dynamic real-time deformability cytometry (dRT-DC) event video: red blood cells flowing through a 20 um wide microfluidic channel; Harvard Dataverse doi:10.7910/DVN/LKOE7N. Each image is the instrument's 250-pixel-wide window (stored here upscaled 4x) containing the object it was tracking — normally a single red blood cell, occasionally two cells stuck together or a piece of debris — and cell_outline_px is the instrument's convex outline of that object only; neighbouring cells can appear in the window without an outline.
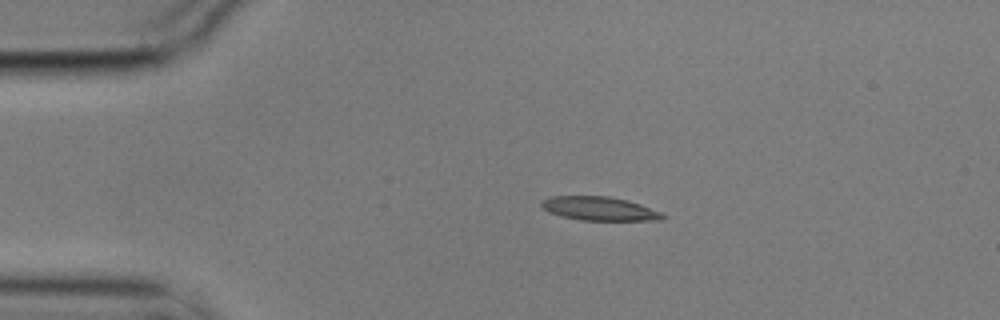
{"species": "common noctule bat (a hibernating species)", "species_latin": "Nyctalus noctula", "temperature_condition": "cold", "stored_images_in_passage": 4, "camera_frame_rate_fps": 3000, "um_per_image_px": 0.085, "animal": {"sex": "male", "body_mass_g": 17.9}, "frame": {"image": 1, "passage_image": 1, "time_ms": 0.0, "image_size_px": [1000, 320], "cell_outline_px": [[668, 216], [664, 220], [580, 220], [560, 216], [548, 212], [540, 204], [544, 200], [552, 196], [608, 196], [628, 200], [640, 204], [660, 212]], "centroid_in_image_um": [50.97, 17.74], "position_along_channel_um": 34.0, "area_um2": 16.76}}
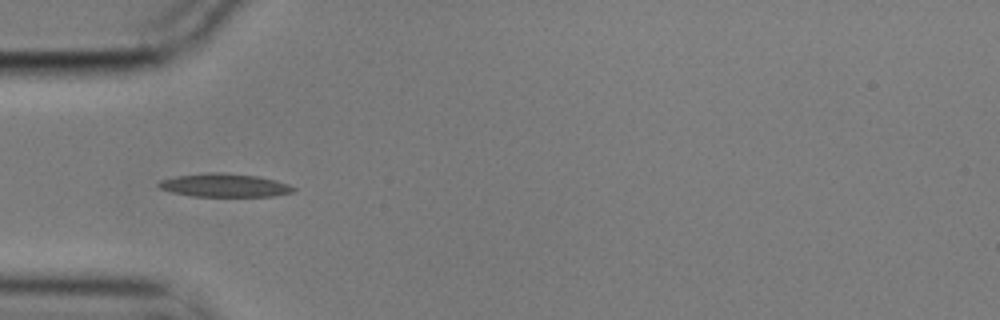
{"frame": {"image": 2, "passage_image": 3, "time_ms": 0.667, "image_size_px": [1000, 320], "cell_outline_px": [[296, 192], [276, 196], [192, 196], [172, 192], [160, 188], [156, 184], [160, 180], [176, 176], [208, 172], [216, 172], [260, 176], [276, 180], [288, 184], [296, 188]], "centroid_in_image_um": [19.12, 15.75], "position_along_channel_um": 65.9, "area_um2": 18.44}}
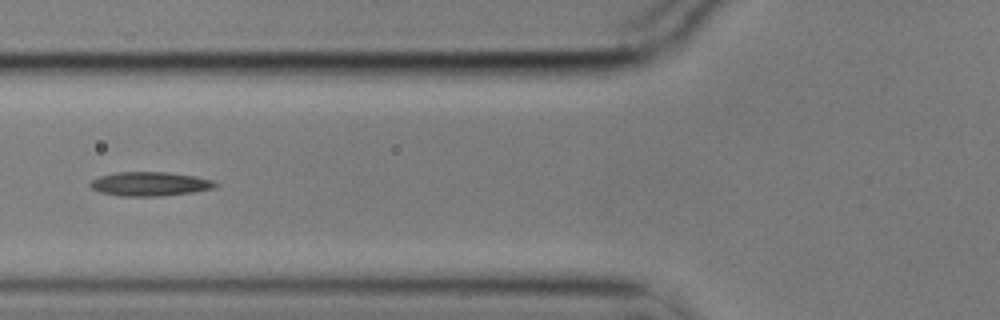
{"frame": {"image": 3, "passage_image": 4, "time_ms": 1.0, "image_size_px": [1000, 320], "cell_outline_px": [[220, 184], [216, 188], [192, 192], [160, 196], [124, 196], [100, 192], [92, 188], [88, 184], [92, 180], [100, 176], [116, 172], [168, 172], [196, 176], [212, 180]], "centroid_in_image_um": [12.78, 15.63], "position_along_channel_um": 113.0, "area_um2": 17.57}}